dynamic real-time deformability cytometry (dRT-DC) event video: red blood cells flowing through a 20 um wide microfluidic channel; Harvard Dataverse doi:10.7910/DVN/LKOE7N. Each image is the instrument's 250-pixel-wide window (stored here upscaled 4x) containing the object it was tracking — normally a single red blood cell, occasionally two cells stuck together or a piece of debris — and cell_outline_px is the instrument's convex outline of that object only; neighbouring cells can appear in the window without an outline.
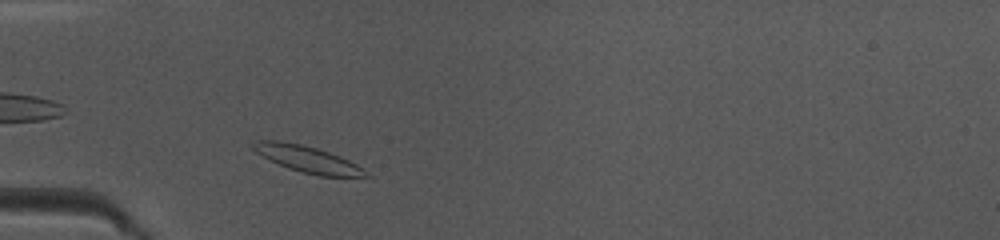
{"species": "common noctule bat (a hibernating species)", "species_latin": "Nyctalus noctula", "temperature_condition": "warm", "stored_images_in_passage": 36, "camera_frame_rate_fps": 3000, "um_per_image_px": 0.085, "animal": {"sex": "female", "body_mass_g": 10.0, "forearm_length_mm": 53.1}, "frame": {"image": 1, "passage_image": 3, "time_ms": 0.667, "image_size_px": [1000, 240], "cell_outline_px": [[372, 176], [320, 176], [300, 172], [288, 168], [256, 152], [252, 148], [252, 144], [256, 140], [280, 140], [300, 144], [316, 148], [340, 156], [364, 168]], "centroid_in_image_um": [26.16, 13.52], "position_along_channel_um": 58.8, "area_um2": 17.17}}
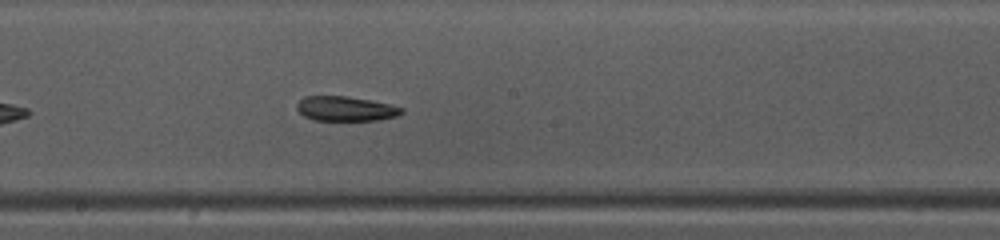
{"frame": {"image": 2, "passage_image": 15, "time_ms": 4.667, "image_size_px": [1000, 240], "cell_outline_px": [[404, 112], [396, 116], [376, 120], [312, 120], [304, 116], [296, 108], [296, 104], [304, 96], [348, 96], [372, 100], [404, 108]], "centroid_in_image_um": [29.36, 9.23], "position_along_channel_um": 218.8, "area_um2": 15.09}}
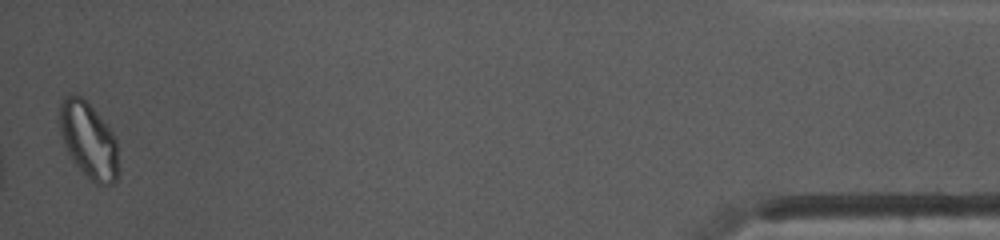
{"frame": {"image": 3, "passage_image": 36, "time_ms": 11.667, "image_size_px": [1000, 240], "cell_outline_px": [[120, 172], [116, 180], [112, 184], [96, 184], [72, 160], [68, 152], [60, 132], [60, 104], [64, 96], [80, 96], [96, 112], [112, 132], [116, 140], [120, 168]], "centroid_in_image_um": [7.57, 11.96], "position_along_channel_um": 427.6, "area_um2": 25.66}}